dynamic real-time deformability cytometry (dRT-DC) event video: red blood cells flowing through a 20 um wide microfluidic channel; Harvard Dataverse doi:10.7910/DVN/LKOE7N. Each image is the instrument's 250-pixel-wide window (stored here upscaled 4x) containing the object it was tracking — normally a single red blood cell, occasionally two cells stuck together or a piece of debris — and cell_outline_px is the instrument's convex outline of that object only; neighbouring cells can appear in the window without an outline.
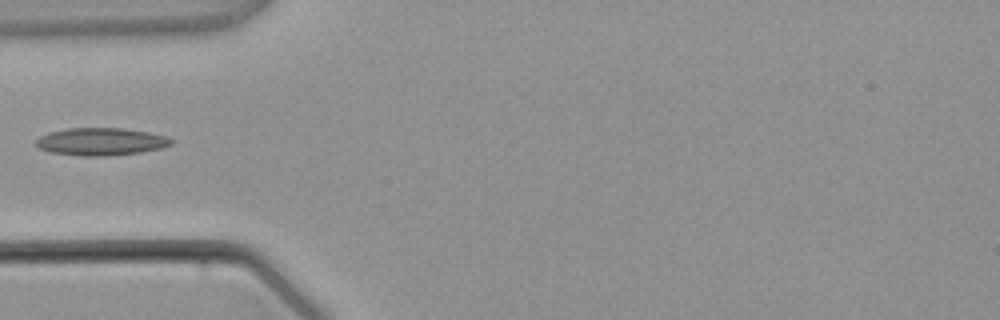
{"species": "common noctule bat (a hibernating species)", "species_latin": "Nyctalus noctula", "temperature_condition": "warm", "stored_images_in_passage": 3, "camera_frame_rate_fps": 3000, "um_per_image_px": 0.085, "animal": {"sex": "male", "body_mass_g": 21.5, "forearm_length_mm": 52.0}, "frame": {"image": 1, "passage_image": 3, "time_ms": 3.333, "image_size_px": [1000, 320], "cell_outline_px": [[172, 144], [160, 148], [140, 152], [104, 156], [84, 156], [52, 152], [36, 148], [36, 140], [40, 136], [48, 132], [68, 128], [120, 128], [148, 132], [164, 136], [172, 140]], "centroid_in_image_um": [8.53, 12.03], "position_along_channel_um": 76.5, "area_um2": 21.5}}